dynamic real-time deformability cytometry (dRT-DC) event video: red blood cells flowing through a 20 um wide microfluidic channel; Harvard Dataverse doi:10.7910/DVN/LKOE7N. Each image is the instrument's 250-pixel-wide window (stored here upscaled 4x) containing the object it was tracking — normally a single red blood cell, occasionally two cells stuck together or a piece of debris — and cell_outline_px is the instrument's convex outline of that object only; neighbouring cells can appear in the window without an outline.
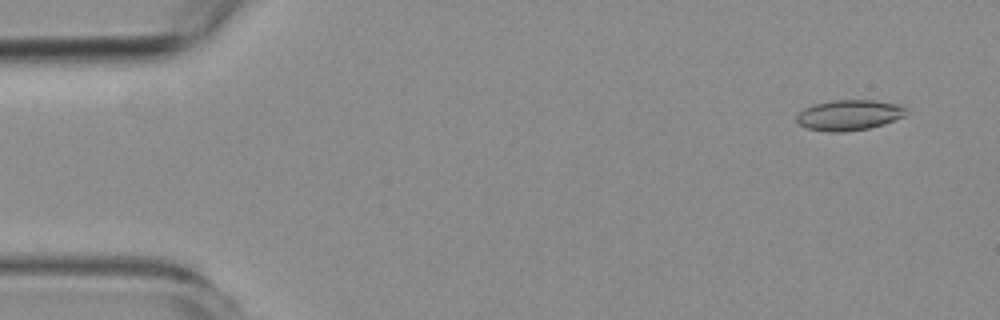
{"species": "common noctule bat (a hibernating species)", "species_latin": "Nyctalus noctula", "temperature_condition": "room temperature", "stored_images_in_passage": 55, "camera_frame_rate_fps": 3000, "um_per_image_px": 0.085, "animal": {"sex": "female", "body_mass_g": 19.3, "forearm_length_mm": 54.1}, "frame": {"image": 1, "passage_image": 4, "time_ms": 1.0, "image_size_px": [1000, 320], "cell_outline_px": [[904, 116], [884, 124], [868, 128], [844, 132], [828, 132], [808, 128], [800, 124], [796, 120], [796, 116], [804, 108], [816, 104], [832, 100], [872, 100], [900, 104], [904, 108]], "centroid_in_image_um": [72.15, 9.78], "position_along_channel_um": 12.8, "area_um2": 19.25}}
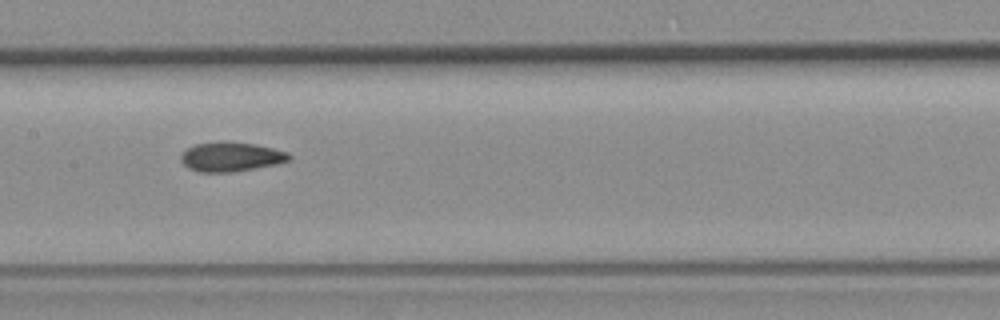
{"frame": {"image": 2, "passage_image": 27, "time_ms": 8.667, "image_size_px": [1000, 320], "cell_outline_px": [[292, 156], [288, 160], [276, 164], [232, 172], [200, 172], [188, 168], [180, 160], [180, 156], [188, 148], [196, 144], [256, 144], [288, 152]], "centroid_in_image_um": [19.64, 13.37], "position_along_channel_um": 187.8, "area_um2": 17.69}}
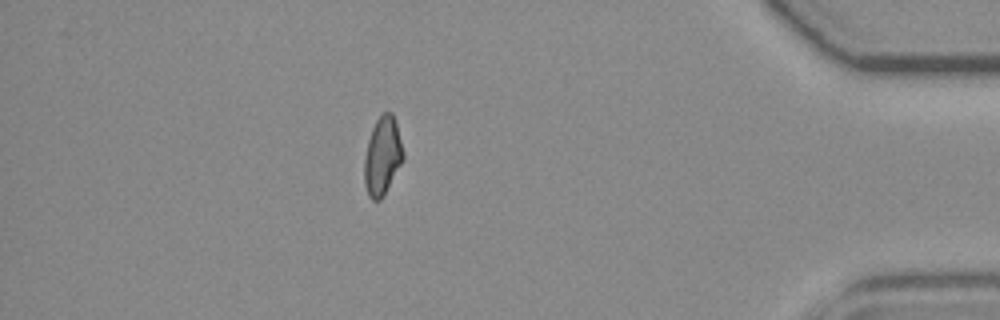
{"frame": {"image": 3, "passage_image": 48, "time_ms": 15.667, "image_size_px": [1000, 320], "cell_outline_px": [[404, 160], [380, 200], [372, 200], [368, 196], [364, 184], [364, 156], [368, 140], [372, 128], [376, 120], [384, 112], [392, 112], [396, 124], [404, 152]], "centroid_in_image_um": [32.5, 13.27], "position_along_channel_um": 402.7, "area_um2": 17.69}, "authors_computed_cell_mechanics": {"area_um2": 18.3226, "velocity_mm_per_s": 3.7611, "shape_relaxation_time_tau1_ms": null, "shape_relaxation_time_tau2_ms": 2.2363, "deformation_change_tau1": null, "deformation_change_tau2": 0.074}}